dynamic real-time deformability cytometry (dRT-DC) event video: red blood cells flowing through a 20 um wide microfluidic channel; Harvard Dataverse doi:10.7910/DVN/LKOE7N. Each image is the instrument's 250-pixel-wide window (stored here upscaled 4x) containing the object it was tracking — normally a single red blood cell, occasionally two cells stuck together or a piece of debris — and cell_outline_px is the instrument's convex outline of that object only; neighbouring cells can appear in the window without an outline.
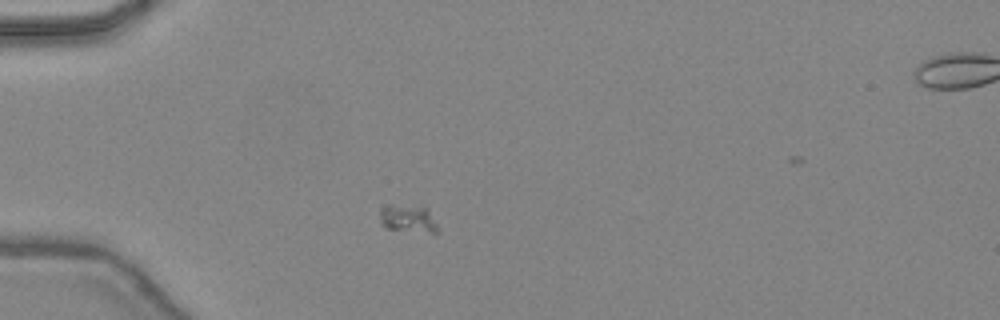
{"species": "common noctule bat (a hibernating species)", "species_latin": "Nyctalus noctula", "temperature_condition": "warm", "stored_images_in_passage": 40, "camera_frame_rate_fps": 3000, "um_per_image_px": 0.085, "animal": {"sex": "female", "body_mass_g": 24.6, "forearm_length_mm": 56.2}, "frame": {"image": 1, "passage_image": 6, "time_ms": 1.667, "image_size_px": [1000, 320], "cell_outline_px": [[440, 232], [436, 236], [388, 228], [380, 224], [380, 212], [388, 204], [420, 204], [428, 208], [440, 228]], "centroid_in_image_um": [34.81, 18.61], "position_along_channel_um": 50.2, "area_um2": 10.29}}
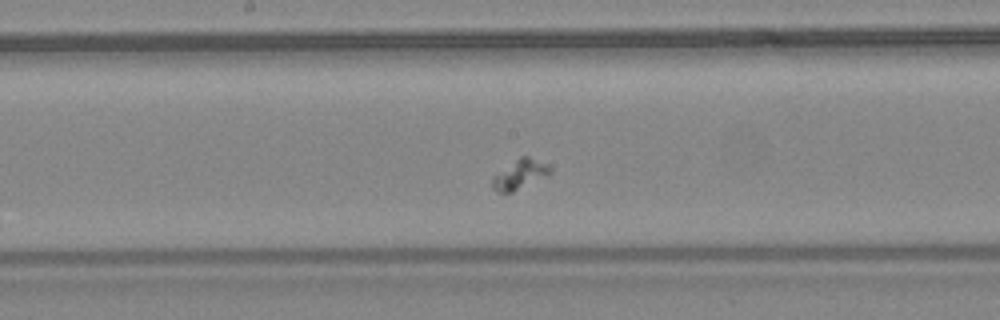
{"frame": {"image": 2, "passage_image": 18, "time_ms": 5.667, "image_size_px": [1000, 320], "cell_outline_px": [[552, 172], [548, 176], [512, 192], [496, 192], [492, 188], [492, 176], [496, 172], [520, 156], [528, 156], [548, 164], [552, 168]], "centroid_in_image_um": [44.19, 14.81], "position_along_channel_um": 204.0, "area_um2": 10.17}}